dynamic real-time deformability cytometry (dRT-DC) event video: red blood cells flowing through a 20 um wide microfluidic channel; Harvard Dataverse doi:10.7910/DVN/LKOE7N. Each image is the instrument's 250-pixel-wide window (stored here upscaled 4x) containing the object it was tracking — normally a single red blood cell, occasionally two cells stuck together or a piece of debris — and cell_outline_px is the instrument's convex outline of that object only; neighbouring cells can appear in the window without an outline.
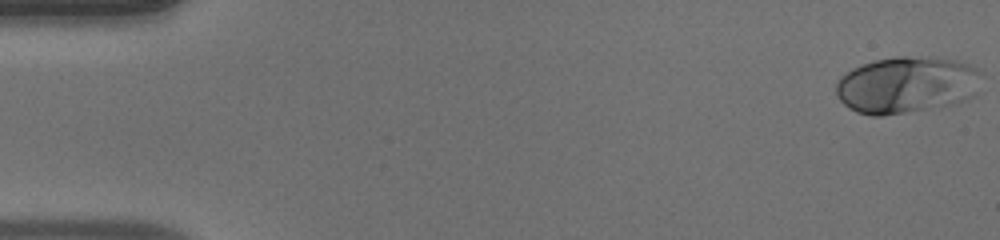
{"species": "human", "species_latin": "Homo sapiens", "temperature_condition": "warm", "stored_images_in_passage": 50, "camera_frame_rate_fps": 3000, "um_per_image_px": 0.085, "donor": {"sex": "male"}, "frame": {"image": 1, "passage_image": 1, "time_ms": 0.0, "image_size_px": [1000, 240], "cell_outline_px": [[980, 72], [976, 92], [972, 96], [952, 104], [880, 116], [872, 116], [856, 112], [848, 108], [836, 96], [836, 84], [840, 76], [852, 68], [876, 60], [892, 56], [928, 56], [952, 60], [968, 64], [976, 68]], "centroid_in_image_um": [77.01, 7.2], "position_along_channel_um": 8.0, "area_um2": 47.86}}
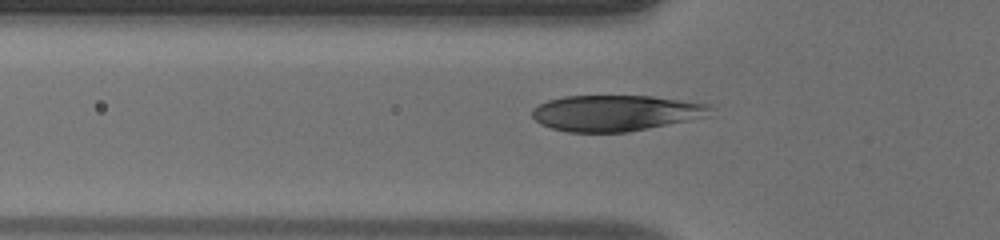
{"frame": {"image": 2, "passage_image": 17, "time_ms": 5.333, "image_size_px": [1000, 240], "cell_outline_px": [[712, 108], [708, 116], [628, 132], [568, 132], [552, 128], [540, 124], [532, 116], [532, 108], [548, 100], [564, 96], [652, 96], [712, 104]], "centroid_in_image_um": [52.33, 9.6], "position_along_channel_um": 73.5, "area_um2": 37.28}}
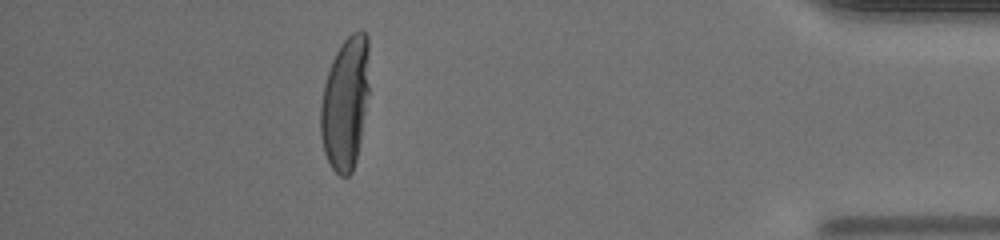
{"frame": {"image": 3, "passage_image": 45, "time_ms": 14.667, "image_size_px": [1000, 240], "cell_outline_px": [[368, 92], [360, 140], [356, 160], [352, 172], [348, 176], [340, 176], [332, 168], [324, 152], [320, 136], [320, 104], [324, 84], [332, 60], [340, 44], [352, 32], [360, 28], [368, 36]], "centroid_in_image_um": [29.33, 8.74], "position_along_channel_um": 405.9, "area_um2": 37.63}}